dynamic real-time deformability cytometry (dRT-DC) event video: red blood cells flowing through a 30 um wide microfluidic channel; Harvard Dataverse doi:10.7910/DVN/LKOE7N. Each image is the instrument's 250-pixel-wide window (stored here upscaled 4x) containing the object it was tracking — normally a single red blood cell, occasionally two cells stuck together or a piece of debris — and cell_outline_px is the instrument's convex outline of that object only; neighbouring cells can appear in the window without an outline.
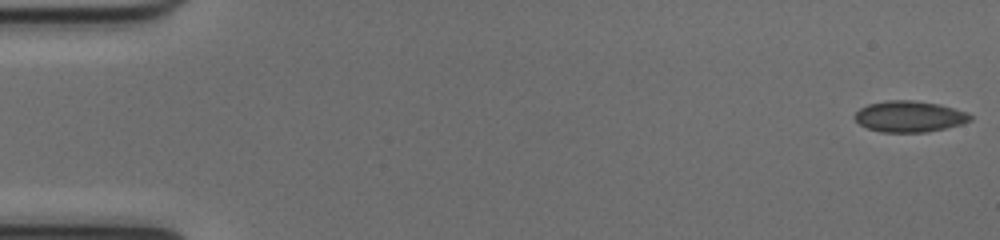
{"species": "common noctule bat (a hibernating species)", "species_latin": "Nyctalus noctula", "temperature_condition": "cold", "stored_images_in_passage": 52, "camera_frame_rate_fps": 3000, "um_per_image_px": 0.085, "animal": {"sex": "female", "body_mass_g": 17.0, "forearm_length_mm": 48.0}, "frame": {"image": 1, "passage_image": 1, "time_ms": 0.0, "image_size_px": [1000, 240], "cell_outline_px": [[972, 120], [960, 124], [944, 128], [924, 132], [880, 132], [868, 128], [860, 124], [856, 120], [856, 112], [860, 108], [868, 104], [888, 100], [912, 100], [940, 104], [968, 112], [972, 116]], "centroid_in_image_um": [77.32, 9.89], "position_along_channel_um": 7.7, "area_um2": 20.81}}
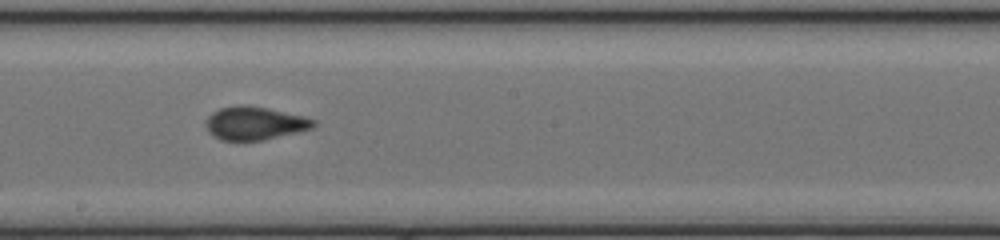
{"frame": {"image": 2, "passage_image": 29, "time_ms": 9.333, "image_size_px": [1000, 240], "cell_outline_px": [[316, 124], [312, 128], [264, 140], [220, 140], [208, 132], [208, 116], [212, 112], [220, 108], [264, 108], [304, 116], [316, 120]], "centroid_in_image_um": [21.69, 10.52], "position_along_channel_um": 226.5, "area_um2": 19.83}}
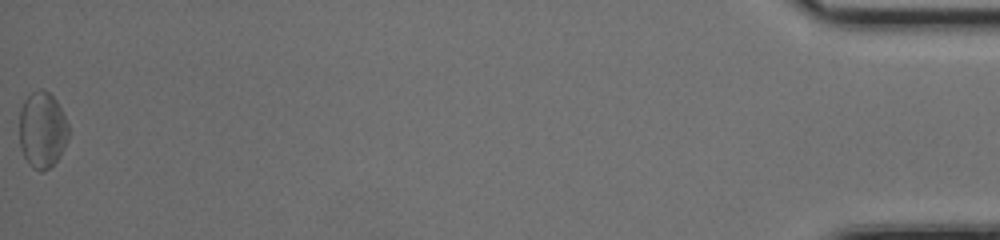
{"frame": {"image": 3, "passage_image": 52, "time_ms": 17.0, "image_size_px": [1000, 240], "cell_outline_px": [[68, 140], [60, 156], [44, 172], [40, 172], [32, 168], [28, 164], [20, 148], [20, 108], [24, 100], [36, 88], [44, 88], [56, 100], [68, 124]], "centroid_in_image_um": [3.58, 11.04], "position_along_channel_um": 431.6, "area_um2": 22.02}, "authors_computed_cell_mechanics": {"area_um2": 20.6057, "velocity_mm_per_s": 4.0203, "shape_relaxation_time_tau1_ms": null, "shape_relaxation_time_tau2_ms": 1.0655, "deformation_change_tau1": null, "deformation_change_tau2": 0.0531}}